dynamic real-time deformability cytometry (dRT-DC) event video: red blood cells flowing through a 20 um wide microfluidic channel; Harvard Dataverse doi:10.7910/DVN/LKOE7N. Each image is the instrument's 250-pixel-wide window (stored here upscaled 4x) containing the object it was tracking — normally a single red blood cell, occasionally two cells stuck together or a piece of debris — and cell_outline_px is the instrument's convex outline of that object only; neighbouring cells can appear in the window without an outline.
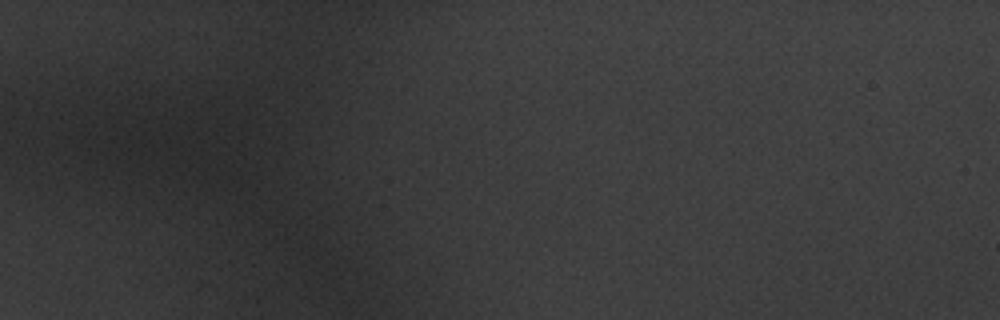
{"species": "common noctule bat (a hibernating species)", "species_latin": "Nyctalus noctula", "temperature_condition": "warm", "stored_images_in_passage": 4, "camera_frame_rate_fps": 3000, "um_per_image_px": 0.085, "animal": {"sex": "male", "body_mass_g": 20.1, "forearm_length_mm": 53.5}, "frame": {"image": 1, "passage_image": 1, "time_ms": 0.0, "image_size_px": [1000, 320], "cell_outline_px": [[420, 296], [396, 300], [376, 300], [340, 276], [308, 244], [304, 232], [308, 224], [320, 212], [420, 280]], "centroid_in_image_um": [30.6, 22.26], "position_along_channel_um": 54.4, "area_um2": 33.7}}